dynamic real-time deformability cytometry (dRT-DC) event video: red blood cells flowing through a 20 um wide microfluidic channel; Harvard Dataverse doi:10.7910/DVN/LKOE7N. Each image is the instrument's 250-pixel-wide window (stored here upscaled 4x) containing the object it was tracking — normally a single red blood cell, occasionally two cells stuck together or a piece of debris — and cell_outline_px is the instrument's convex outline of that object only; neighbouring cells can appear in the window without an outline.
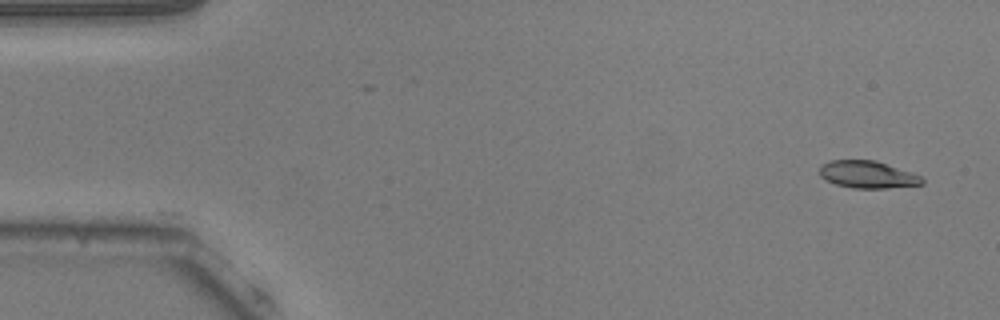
{"species": "common noctule bat (a hibernating species)", "species_latin": "Nyctalus noctula", "temperature_condition": "warm", "stored_images_in_passage": 47, "camera_frame_rate_fps": 3000, "um_per_image_px": 0.085, "animal": {"sex": "male", "body_mass_g": 20.5, "forearm_length_mm": 52.5}, "frame": {"image": 1, "passage_image": 1, "time_ms": 0.0, "image_size_px": [1000, 320], "cell_outline_px": [[924, 184], [888, 188], [852, 188], [836, 184], [824, 180], [816, 172], [820, 164], [832, 160], [876, 160], [912, 172], [920, 176], [924, 180]], "centroid_in_image_um": [73.69, 14.83], "position_along_channel_um": 11.3, "area_um2": 16.59}}
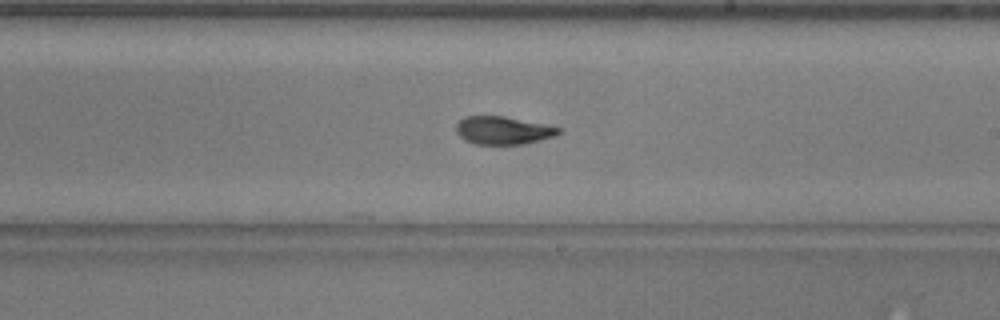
{"frame": {"image": 2, "passage_image": 29, "time_ms": 9.333, "image_size_px": [1000, 320], "cell_outline_px": [[564, 132], [556, 136], [524, 144], [476, 144], [464, 140], [456, 132], [456, 124], [464, 116], [504, 116], [544, 124], [560, 128]], "centroid_in_image_um": [42.78, 11.08], "position_along_channel_um": 246.2, "area_um2": 16.76}}
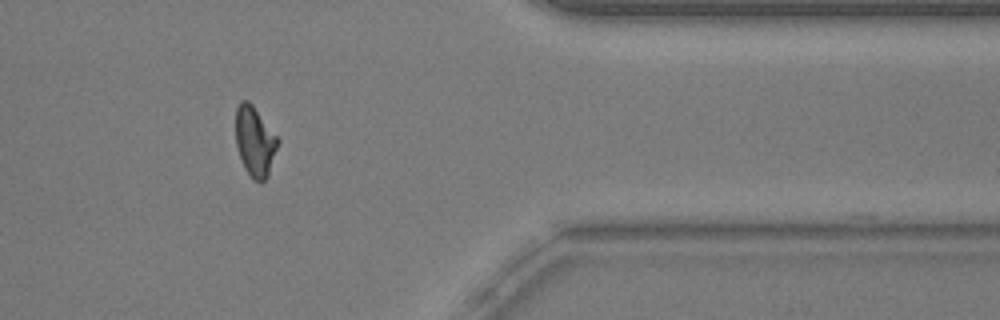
{"frame": {"image": 3, "passage_image": 42, "time_ms": 13.667, "image_size_px": [1000, 320], "cell_outline_px": [[280, 140], [268, 172], [264, 180], [260, 184], [252, 180], [244, 168], [236, 144], [236, 108], [240, 100], [248, 100], [252, 104]], "centroid_in_image_um": [21.65, 12.01], "position_along_channel_um": 389.8, "area_um2": 17.05}, "authors_computed_cell_mechanics": {"area_um2": 17.051, "velocity_mm_per_s": 3.8088, "shape_relaxation_time_tau1_ms": 4.8354, "shape_relaxation_time_tau2_ms": 2.2041, "deformation_change_tau1": 0.1771, "deformation_change_tau2": 0.0778}}